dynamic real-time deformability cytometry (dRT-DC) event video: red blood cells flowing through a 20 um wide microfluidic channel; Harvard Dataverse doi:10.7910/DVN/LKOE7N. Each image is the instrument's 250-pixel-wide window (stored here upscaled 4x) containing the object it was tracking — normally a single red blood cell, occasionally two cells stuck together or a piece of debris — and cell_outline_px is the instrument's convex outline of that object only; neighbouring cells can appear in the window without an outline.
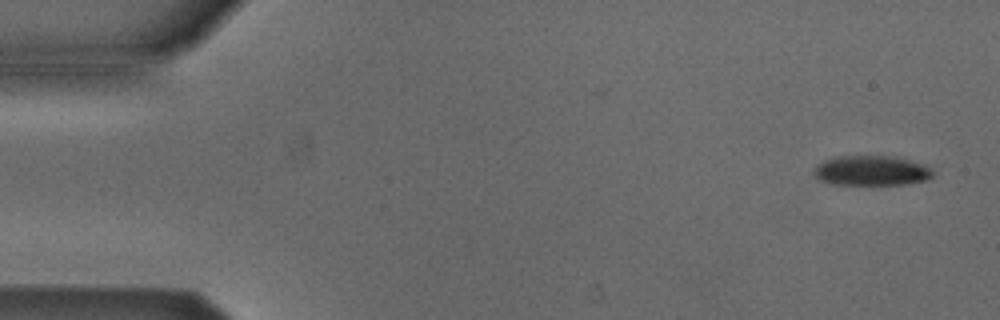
{"species": "Egyptian fruit bat (a non-hibernating species)", "species_latin": "Rousettus aegyptiacus", "temperature_condition": "cold", "stored_images_in_passage": 5, "camera_frame_rate_fps": 3000, "um_per_image_px": 0.085, "animal": {"sex": "male"}, "frame": {"image": 1, "passage_image": 1, "time_ms": 0.0, "image_size_px": [1000, 320], "cell_outline_px": [[936, 176], [928, 180], [908, 184], [836, 184], [820, 180], [812, 172], [812, 168], [816, 164], [824, 160], [836, 156], [896, 156], [924, 164], [932, 168], [936, 172]], "centroid_in_image_um": [74.13, 14.49], "position_along_channel_um": 10.9, "area_um2": 21.15}}